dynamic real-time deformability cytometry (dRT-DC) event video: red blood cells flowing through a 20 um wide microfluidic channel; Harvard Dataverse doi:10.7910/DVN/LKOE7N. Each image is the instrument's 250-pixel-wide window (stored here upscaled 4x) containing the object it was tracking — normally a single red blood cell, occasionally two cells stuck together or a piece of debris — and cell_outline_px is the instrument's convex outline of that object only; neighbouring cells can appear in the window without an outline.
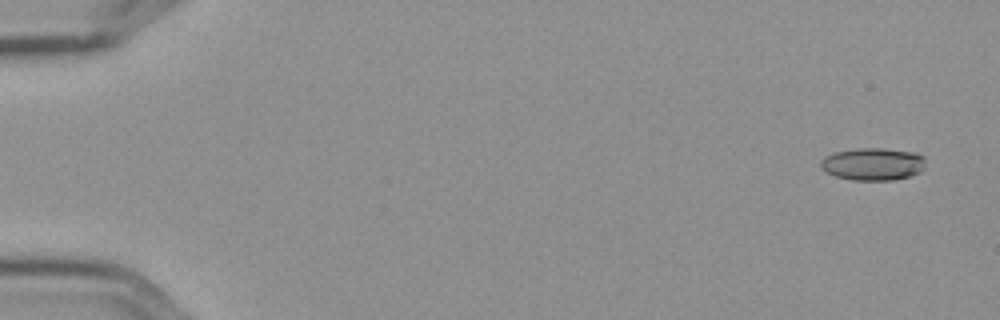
{"species": "Egyptian fruit bat (a non-hibernating species)", "species_latin": "Rousettus aegyptiacus", "temperature_condition": "cold", "stored_images_in_passage": 8, "camera_frame_rate_fps": 3000, "um_per_image_px": 0.085, "frame": {"image": 1, "passage_image": 1, "time_ms": 0.0, "image_size_px": [1000, 320], "cell_outline_px": [[924, 168], [920, 172], [908, 176], [892, 180], [852, 180], [836, 176], [820, 168], [820, 160], [824, 156], [836, 152], [856, 148], [884, 148], [916, 152], [924, 156]], "centroid_in_image_um": [74.2, 13.93], "position_along_channel_um": 10.8, "area_um2": 19.94}}
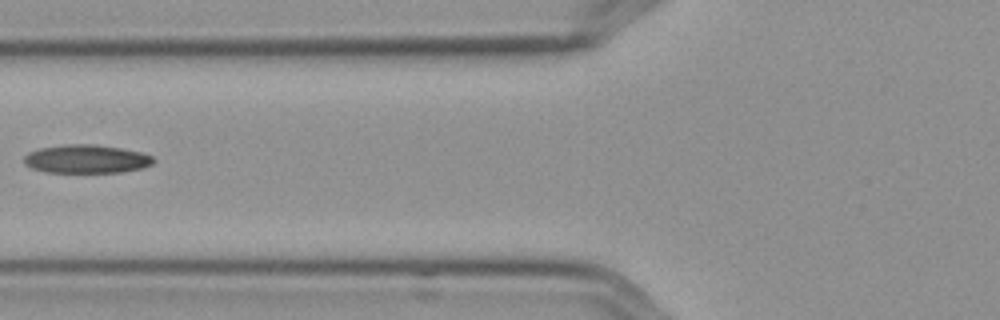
{"frame": {"image": 2, "passage_image": 7, "time_ms": 2.0, "image_size_px": [1000, 320], "cell_outline_px": [[156, 160], [152, 164], [144, 168], [120, 172], [48, 172], [32, 168], [24, 164], [24, 156], [28, 152], [40, 148], [64, 144], [96, 144], [120, 148], [140, 152], [152, 156]], "centroid_in_image_um": [7.35, 13.51], "position_along_channel_um": 118.5, "area_um2": 21.5}}
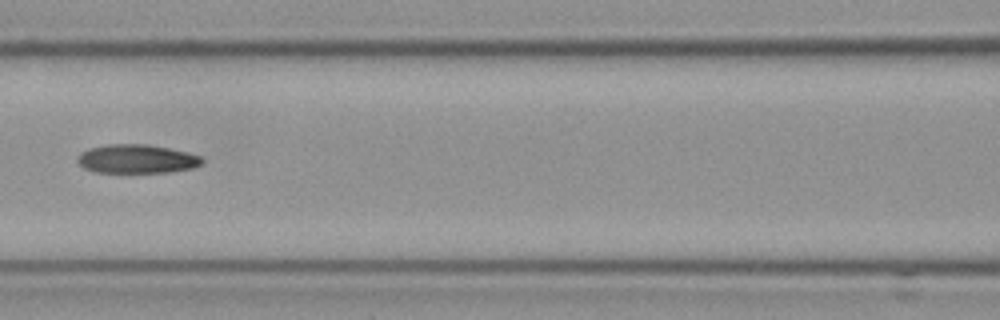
{"frame": {"image": 3, "passage_image": 8, "time_ms": 2.333, "image_size_px": [1000, 320], "cell_outline_px": [[204, 160], [200, 164], [192, 168], [168, 172], [92, 172], [84, 168], [76, 160], [76, 156], [80, 152], [88, 148], [108, 144], [148, 144], [188, 152], [200, 156]], "centroid_in_image_um": [11.57, 13.5], "position_along_channel_um": 155.0, "area_um2": 20.98}}